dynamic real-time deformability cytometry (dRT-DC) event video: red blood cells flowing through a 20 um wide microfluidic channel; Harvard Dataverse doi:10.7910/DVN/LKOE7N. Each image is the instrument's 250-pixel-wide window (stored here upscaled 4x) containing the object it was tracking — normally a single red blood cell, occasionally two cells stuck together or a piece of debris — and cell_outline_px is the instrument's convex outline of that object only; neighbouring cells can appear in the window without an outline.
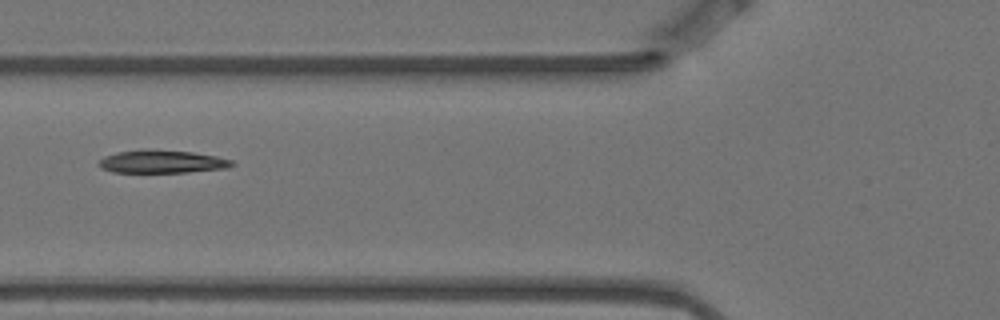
{"species": "Egyptian fruit bat (a non-hibernating species)", "species_latin": "Rousettus aegyptiacus", "temperature_condition": "warm", "stored_images_in_passage": 6, "camera_frame_rate_fps": 3000, "um_per_image_px": 0.085, "animal": {"sex": "female"}, "frame": {"image": 1, "passage_image": 5, "time_ms": 1.333, "image_size_px": [1000, 320], "cell_outline_px": [[236, 164], [228, 168], [188, 172], [112, 172], [100, 168], [96, 164], [104, 156], [116, 152], [144, 148], [192, 152], [216, 156], [232, 160]], "centroid_in_image_um": [13.74, 13.73], "position_along_channel_um": 112.1, "area_um2": 18.09}}
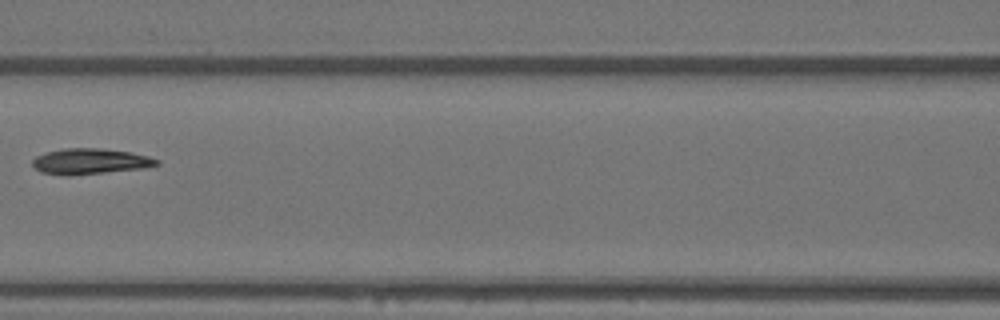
{"frame": {"image": 2, "passage_image": 6, "time_ms": 1.667, "image_size_px": [1000, 320], "cell_outline_px": [[160, 164], [144, 168], [104, 172], [40, 172], [32, 164], [32, 160], [36, 156], [48, 152], [64, 148], [104, 148], [132, 152], [148, 156], [160, 160]], "centroid_in_image_um": [7.77, 13.65], "position_along_channel_um": 158.8, "area_um2": 17.69}}